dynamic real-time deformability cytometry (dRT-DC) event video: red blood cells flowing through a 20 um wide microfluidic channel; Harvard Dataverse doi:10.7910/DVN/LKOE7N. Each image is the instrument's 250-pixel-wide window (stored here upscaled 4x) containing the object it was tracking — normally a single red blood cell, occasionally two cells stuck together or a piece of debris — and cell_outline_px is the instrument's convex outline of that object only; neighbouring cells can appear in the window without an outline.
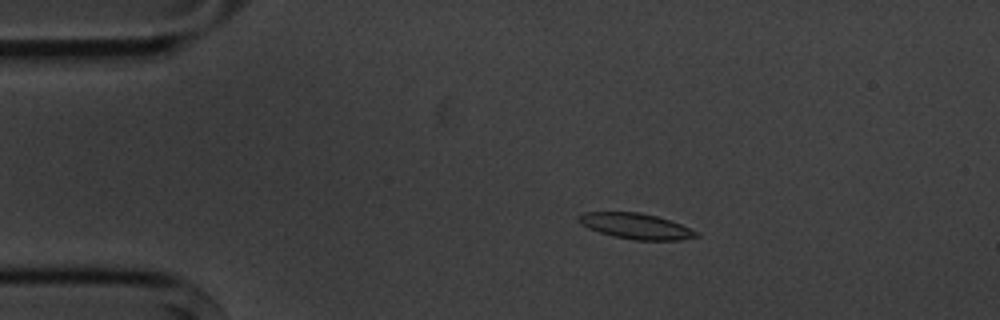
{"species": "common noctule bat (a hibernating species)", "species_latin": "Nyctalus noctula", "temperature_condition": "cold", "stored_images_in_passage": 9, "camera_frame_rate_fps": 3000, "um_per_image_px": 0.085, "animal": {"sex": "male", "body_mass_g": 20.1, "forearm_length_mm": 53.5}, "frame": {"image": 1, "passage_image": 3, "time_ms": 2.333, "image_size_px": [1000, 320], "cell_outline_px": [[700, 236], [680, 240], [636, 240], [616, 236], [600, 232], [588, 228], [580, 224], [576, 220], [576, 216], [584, 212], [640, 212], [656, 216], [680, 224], [700, 232]], "centroid_in_image_um": [54.04, 19.21], "position_along_channel_um": 31.0, "area_um2": 17.57}}
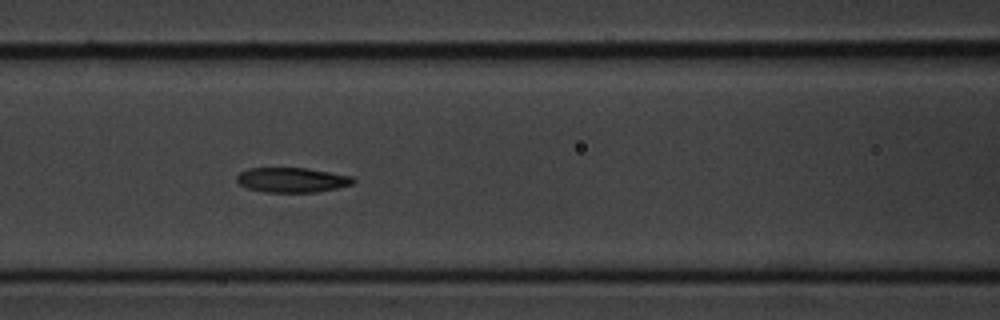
{"frame": {"image": 2, "passage_image": 7, "time_ms": 6.667, "image_size_px": [1000, 320], "cell_outline_px": [[356, 180], [352, 184], [336, 188], [316, 192], [264, 192], [248, 188], [240, 184], [236, 180], [236, 176], [240, 172], [248, 168], [308, 168], [352, 176]], "centroid_in_image_um": [24.81, 15.29], "position_along_channel_um": 141.8, "area_um2": 16.82}}
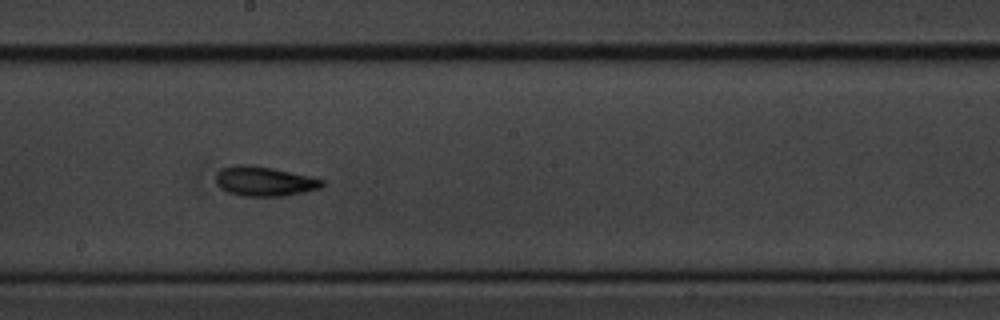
{"frame": {"image": 3, "passage_image": 9, "time_ms": 9.0, "image_size_px": [1000, 320], "cell_outline_px": [[324, 184], [320, 188], [304, 192], [284, 196], [244, 196], [228, 192], [220, 188], [216, 184], [216, 172], [220, 168], [232, 164], [248, 164], [272, 168], [308, 176], [324, 180]], "centroid_in_image_um": [22.41, 15.4], "position_along_channel_um": 225.8, "area_um2": 18.44}}